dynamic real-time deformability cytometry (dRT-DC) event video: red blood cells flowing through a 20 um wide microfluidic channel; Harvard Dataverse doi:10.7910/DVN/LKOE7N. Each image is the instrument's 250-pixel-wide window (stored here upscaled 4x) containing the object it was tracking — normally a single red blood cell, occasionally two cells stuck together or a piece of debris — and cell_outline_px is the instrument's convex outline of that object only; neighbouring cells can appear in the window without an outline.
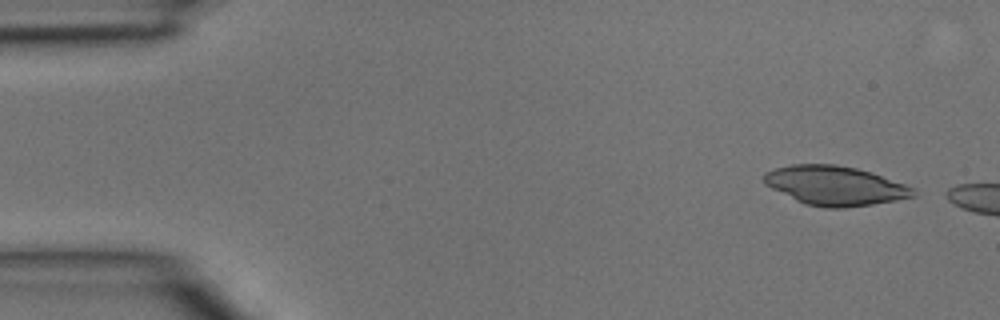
{"species": "common noctule bat (a hibernating species)", "species_latin": "Nyctalus noctula", "temperature_condition": "room temperature", "stored_images_in_passage": 5, "segment_of_instrument_passage": [2, 2], "camera_frame_rate_fps": 3000, "um_per_image_px": 0.085, "animal": {"sex": "male", "body_mass_g": 15.6}, "frame": {"image": 1, "passage_image": 5, "time_ms": 1.333, "image_size_px": [1000, 320], "cell_outline_px": [[916, 196], [896, 200], [872, 204], [844, 208], [824, 208], [804, 204], [764, 184], [764, 172], [776, 168], [792, 164], [832, 164], [856, 168], [872, 172], [904, 184], [912, 188], [916, 192]], "centroid_in_image_um": [70.97, 15.78], "position_along_channel_um": 14.0, "area_um2": 34.04}}